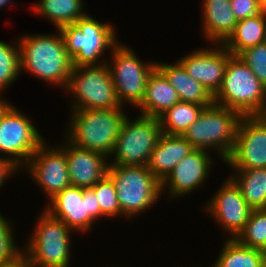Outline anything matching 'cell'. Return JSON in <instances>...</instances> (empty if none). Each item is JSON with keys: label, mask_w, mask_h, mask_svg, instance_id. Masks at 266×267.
Returning <instances> with one entry per match:
<instances>
[{"label": "cell", "mask_w": 266, "mask_h": 267, "mask_svg": "<svg viewBox=\"0 0 266 267\" xmlns=\"http://www.w3.org/2000/svg\"><path fill=\"white\" fill-rule=\"evenodd\" d=\"M235 239L244 246L261 249L266 243V209H253L244 229Z\"/></svg>", "instance_id": "83f0119b"}, {"label": "cell", "mask_w": 266, "mask_h": 267, "mask_svg": "<svg viewBox=\"0 0 266 267\" xmlns=\"http://www.w3.org/2000/svg\"><path fill=\"white\" fill-rule=\"evenodd\" d=\"M230 178L252 209H266V168L235 169Z\"/></svg>", "instance_id": "cb8c5ba5"}, {"label": "cell", "mask_w": 266, "mask_h": 267, "mask_svg": "<svg viewBox=\"0 0 266 267\" xmlns=\"http://www.w3.org/2000/svg\"><path fill=\"white\" fill-rule=\"evenodd\" d=\"M203 33L212 43L223 44L234 32L237 19L230 0H203Z\"/></svg>", "instance_id": "ffe728a7"}, {"label": "cell", "mask_w": 266, "mask_h": 267, "mask_svg": "<svg viewBox=\"0 0 266 267\" xmlns=\"http://www.w3.org/2000/svg\"><path fill=\"white\" fill-rule=\"evenodd\" d=\"M179 101L176 90L165 75L155 67L148 77L145 95L137 108L142 111L140 115L158 118Z\"/></svg>", "instance_id": "44dd1931"}, {"label": "cell", "mask_w": 266, "mask_h": 267, "mask_svg": "<svg viewBox=\"0 0 266 267\" xmlns=\"http://www.w3.org/2000/svg\"><path fill=\"white\" fill-rule=\"evenodd\" d=\"M44 141L31 120L14 106L10 105L1 116L0 151L9 155L6 159L18 169L27 164Z\"/></svg>", "instance_id": "8fae6325"}, {"label": "cell", "mask_w": 266, "mask_h": 267, "mask_svg": "<svg viewBox=\"0 0 266 267\" xmlns=\"http://www.w3.org/2000/svg\"><path fill=\"white\" fill-rule=\"evenodd\" d=\"M237 21L260 14L259 0H230Z\"/></svg>", "instance_id": "d6a6232c"}, {"label": "cell", "mask_w": 266, "mask_h": 267, "mask_svg": "<svg viewBox=\"0 0 266 267\" xmlns=\"http://www.w3.org/2000/svg\"><path fill=\"white\" fill-rule=\"evenodd\" d=\"M107 175L114 182L121 215L128 218L145 211L160 197L161 182L148 166L109 165Z\"/></svg>", "instance_id": "8992f818"}, {"label": "cell", "mask_w": 266, "mask_h": 267, "mask_svg": "<svg viewBox=\"0 0 266 267\" xmlns=\"http://www.w3.org/2000/svg\"><path fill=\"white\" fill-rule=\"evenodd\" d=\"M204 108V105L179 101L158 117L163 133L182 135L198 119Z\"/></svg>", "instance_id": "4316f807"}, {"label": "cell", "mask_w": 266, "mask_h": 267, "mask_svg": "<svg viewBox=\"0 0 266 267\" xmlns=\"http://www.w3.org/2000/svg\"><path fill=\"white\" fill-rule=\"evenodd\" d=\"M3 156V157H2ZM0 157V188L4 185V182L8 175L12 174L13 172L15 173L17 169L16 166H14L11 161L6 159L4 155Z\"/></svg>", "instance_id": "836d02e7"}, {"label": "cell", "mask_w": 266, "mask_h": 267, "mask_svg": "<svg viewBox=\"0 0 266 267\" xmlns=\"http://www.w3.org/2000/svg\"><path fill=\"white\" fill-rule=\"evenodd\" d=\"M66 155L69 182L73 186L91 188L96 182L103 179L109 164L106 155L79 148L66 139ZM107 163V164H106Z\"/></svg>", "instance_id": "ac0fdd59"}, {"label": "cell", "mask_w": 266, "mask_h": 267, "mask_svg": "<svg viewBox=\"0 0 266 267\" xmlns=\"http://www.w3.org/2000/svg\"><path fill=\"white\" fill-rule=\"evenodd\" d=\"M156 67L176 90L181 102L196 103L205 107L214 102L210 92L201 83L194 80L179 62L176 61L173 65L158 62Z\"/></svg>", "instance_id": "7402d4cb"}, {"label": "cell", "mask_w": 266, "mask_h": 267, "mask_svg": "<svg viewBox=\"0 0 266 267\" xmlns=\"http://www.w3.org/2000/svg\"><path fill=\"white\" fill-rule=\"evenodd\" d=\"M162 134L157 117L139 114L133 122L126 117L111 154L114 160L109 165L147 166Z\"/></svg>", "instance_id": "9c48e42d"}, {"label": "cell", "mask_w": 266, "mask_h": 267, "mask_svg": "<svg viewBox=\"0 0 266 267\" xmlns=\"http://www.w3.org/2000/svg\"><path fill=\"white\" fill-rule=\"evenodd\" d=\"M12 0H0V9L7 5V3L11 2Z\"/></svg>", "instance_id": "74e56055"}, {"label": "cell", "mask_w": 266, "mask_h": 267, "mask_svg": "<svg viewBox=\"0 0 266 267\" xmlns=\"http://www.w3.org/2000/svg\"><path fill=\"white\" fill-rule=\"evenodd\" d=\"M20 71L19 44L0 41V92L18 78Z\"/></svg>", "instance_id": "f1b7e54d"}, {"label": "cell", "mask_w": 266, "mask_h": 267, "mask_svg": "<svg viewBox=\"0 0 266 267\" xmlns=\"http://www.w3.org/2000/svg\"><path fill=\"white\" fill-rule=\"evenodd\" d=\"M34 227V236L29 239L27 250H23L31 267H68L72 230L46 210L42 212Z\"/></svg>", "instance_id": "52a82bcc"}, {"label": "cell", "mask_w": 266, "mask_h": 267, "mask_svg": "<svg viewBox=\"0 0 266 267\" xmlns=\"http://www.w3.org/2000/svg\"><path fill=\"white\" fill-rule=\"evenodd\" d=\"M0 267H31L26 253L22 252L11 261L0 263Z\"/></svg>", "instance_id": "e575fe53"}, {"label": "cell", "mask_w": 266, "mask_h": 267, "mask_svg": "<svg viewBox=\"0 0 266 267\" xmlns=\"http://www.w3.org/2000/svg\"><path fill=\"white\" fill-rule=\"evenodd\" d=\"M97 199L91 188L70 185L51 198L45 210L73 232H88L93 222L101 217Z\"/></svg>", "instance_id": "7c38bea8"}, {"label": "cell", "mask_w": 266, "mask_h": 267, "mask_svg": "<svg viewBox=\"0 0 266 267\" xmlns=\"http://www.w3.org/2000/svg\"><path fill=\"white\" fill-rule=\"evenodd\" d=\"M227 179L210 202H207L205 211L229 232V238L235 239L244 229L253 209L247 204L235 182L231 178Z\"/></svg>", "instance_id": "9a60e30c"}, {"label": "cell", "mask_w": 266, "mask_h": 267, "mask_svg": "<svg viewBox=\"0 0 266 267\" xmlns=\"http://www.w3.org/2000/svg\"><path fill=\"white\" fill-rule=\"evenodd\" d=\"M11 224L0 214V263L11 261L22 252L15 246Z\"/></svg>", "instance_id": "1f68e13d"}, {"label": "cell", "mask_w": 266, "mask_h": 267, "mask_svg": "<svg viewBox=\"0 0 266 267\" xmlns=\"http://www.w3.org/2000/svg\"><path fill=\"white\" fill-rule=\"evenodd\" d=\"M212 159L206 150H192L161 182V193H164L163 190L168 187L169 197L172 198L193 192L207 180V176L209 177Z\"/></svg>", "instance_id": "e0dca14e"}, {"label": "cell", "mask_w": 266, "mask_h": 267, "mask_svg": "<svg viewBox=\"0 0 266 267\" xmlns=\"http://www.w3.org/2000/svg\"><path fill=\"white\" fill-rule=\"evenodd\" d=\"M83 7L82 0H40L32 9L41 17L48 18L59 29L74 24L80 17L86 15Z\"/></svg>", "instance_id": "d4e9b609"}, {"label": "cell", "mask_w": 266, "mask_h": 267, "mask_svg": "<svg viewBox=\"0 0 266 267\" xmlns=\"http://www.w3.org/2000/svg\"><path fill=\"white\" fill-rule=\"evenodd\" d=\"M266 87V43L244 49L237 55Z\"/></svg>", "instance_id": "4dcf8cb0"}, {"label": "cell", "mask_w": 266, "mask_h": 267, "mask_svg": "<svg viewBox=\"0 0 266 267\" xmlns=\"http://www.w3.org/2000/svg\"><path fill=\"white\" fill-rule=\"evenodd\" d=\"M266 16L262 13L239 20L234 32L223 43V46L237 56L244 49L256 46L265 41Z\"/></svg>", "instance_id": "603a6c76"}, {"label": "cell", "mask_w": 266, "mask_h": 267, "mask_svg": "<svg viewBox=\"0 0 266 267\" xmlns=\"http://www.w3.org/2000/svg\"><path fill=\"white\" fill-rule=\"evenodd\" d=\"M260 250H261L262 254L265 256V258H266V243Z\"/></svg>", "instance_id": "f35d334b"}, {"label": "cell", "mask_w": 266, "mask_h": 267, "mask_svg": "<svg viewBox=\"0 0 266 267\" xmlns=\"http://www.w3.org/2000/svg\"><path fill=\"white\" fill-rule=\"evenodd\" d=\"M213 101L242 116L266 115V87L238 56L228 60L222 85Z\"/></svg>", "instance_id": "3957f363"}, {"label": "cell", "mask_w": 266, "mask_h": 267, "mask_svg": "<svg viewBox=\"0 0 266 267\" xmlns=\"http://www.w3.org/2000/svg\"><path fill=\"white\" fill-rule=\"evenodd\" d=\"M218 49H199L182 57L178 62L186 72L201 83L212 96L220 89L228 60L233 56L223 44Z\"/></svg>", "instance_id": "2e32d148"}, {"label": "cell", "mask_w": 266, "mask_h": 267, "mask_svg": "<svg viewBox=\"0 0 266 267\" xmlns=\"http://www.w3.org/2000/svg\"><path fill=\"white\" fill-rule=\"evenodd\" d=\"M212 267H262L266 262L260 249L240 244L228 238Z\"/></svg>", "instance_id": "484cf974"}, {"label": "cell", "mask_w": 266, "mask_h": 267, "mask_svg": "<svg viewBox=\"0 0 266 267\" xmlns=\"http://www.w3.org/2000/svg\"><path fill=\"white\" fill-rule=\"evenodd\" d=\"M242 115L233 109L212 103L205 107L198 119L182 136L194 149L218 151L226 161L235 145L237 128Z\"/></svg>", "instance_id": "277c9868"}, {"label": "cell", "mask_w": 266, "mask_h": 267, "mask_svg": "<svg viewBox=\"0 0 266 267\" xmlns=\"http://www.w3.org/2000/svg\"><path fill=\"white\" fill-rule=\"evenodd\" d=\"M110 24L101 23L91 15L86 14L74 24L65 25L58 29L63 37L73 67L105 63L104 60H102L103 62L99 61L100 57L106 49L111 48L110 50H112L119 43L115 37V28Z\"/></svg>", "instance_id": "5b68a950"}, {"label": "cell", "mask_w": 266, "mask_h": 267, "mask_svg": "<svg viewBox=\"0 0 266 267\" xmlns=\"http://www.w3.org/2000/svg\"><path fill=\"white\" fill-rule=\"evenodd\" d=\"M67 91L75 97L72 110L116 109L118 100L107 64L73 67Z\"/></svg>", "instance_id": "ba28073f"}, {"label": "cell", "mask_w": 266, "mask_h": 267, "mask_svg": "<svg viewBox=\"0 0 266 267\" xmlns=\"http://www.w3.org/2000/svg\"><path fill=\"white\" fill-rule=\"evenodd\" d=\"M64 148V149H63ZM51 148L43 142L30 157L24 168L28 169L35 183L47 194L48 200L70 186L66 145ZM37 181V182H36Z\"/></svg>", "instance_id": "5bb4252c"}, {"label": "cell", "mask_w": 266, "mask_h": 267, "mask_svg": "<svg viewBox=\"0 0 266 267\" xmlns=\"http://www.w3.org/2000/svg\"><path fill=\"white\" fill-rule=\"evenodd\" d=\"M18 44L21 71L24 69L43 81L67 88L73 66L59 30L58 35H24Z\"/></svg>", "instance_id": "6da1fadb"}, {"label": "cell", "mask_w": 266, "mask_h": 267, "mask_svg": "<svg viewBox=\"0 0 266 267\" xmlns=\"http://www.w3.org/2000/svg\"><path fill=\"white\" fill-rule=\"evenodd\" d=\"M194 148L182 135L163 133L152 151L148 169L162 182L172 169Z\"/></svg>", "instance_id": "d6986e66"}, {"label": "cell", "mask_w": 266, "mask_h": 267, "mask_svg": "<svg viewBox=\"0 0 266 267\" xmlns=\"http://www.w3.org/2000/svg\"><path fill=\"white\" fill-rule=\"evenodd\" d=\"M0 96H1V92H0ZM10 105L11 104H9L8 101L6 102V101L2 100V97H0V118L4 114V112L8 109V107Z\"/></svg>", "instance_id": "d590c367"}, {"label": "cell", "mask_w": 266, "mask_h": 267, "mask_svg": "<svg viewBox=\"0 0 266 267\" xmlns=\"http://www.w3.org/2000/svg\"><path fill=\"white\" fill-rule=\"evenodd\" d=\"M91 189L94 191L101 210V217L121 216L117 192L113 180L106 175L96 182Z\"/></svg>", "instance_id": "f546056e"}, {"label": "cell", "mask_w": 266, "mask_h": 267, "mask_svg": "<svg viewBox=\"0 0 266 267\" xmlns=\"http://www.w3.org/2000/svg\"><path fill=\"white\" fill-rule=\"evenodd\" d=\"M111 52L112 61L110 65L108 63V67L118 100L121 105L128 101L133 107H137L145 95L147 80L156 67V62L144 64L132 49L120 42Z\"/></svg>", "instance_id": "30bf717a"}, {"label": "cell", "mask_w": 266, "mask_h": 267, "mask_svg": "<svg viewBox=\"0 0 266 267\" xmlns=\"http://www.w3.org/2000/svg\"><path fill=\"white\" fill-rule=\"evenodd\" d=\"M122 109L123 107L72 110L67 141L79 148L100 152L110 158L122 123L127 117Z\"/></svg>", "instance_id": "7a4b0ae2"}, {"label": "cell", "mask_w": 266, "mask_h": 267, "mask_svg": "<svg viewBox=\"0 0 266 267\" xmlns=\"http://www.w3.org/2000/svg\"><path fill=\"white\" fill-rule=\"evenodd\" d=\"M260 2V11L263 15L266 16V0H259Z\"/></svg>", "instance_id": "8d00e7d4"}, {"label": "cell", "mask_w": 266, "mask_h": 267, "mask_svg": "<svg viewBox=\"0 0 266 267\" xmlns=\"http://www.w3.org/2000/svg\"><path fill=\"white\" fill-rule=\"evenodd\" d=\"M224 163L234 169L266 168V115L241 117L235 145Z\"/></svg>", "instance_id": "4fadbf2b"}]
</instances>
